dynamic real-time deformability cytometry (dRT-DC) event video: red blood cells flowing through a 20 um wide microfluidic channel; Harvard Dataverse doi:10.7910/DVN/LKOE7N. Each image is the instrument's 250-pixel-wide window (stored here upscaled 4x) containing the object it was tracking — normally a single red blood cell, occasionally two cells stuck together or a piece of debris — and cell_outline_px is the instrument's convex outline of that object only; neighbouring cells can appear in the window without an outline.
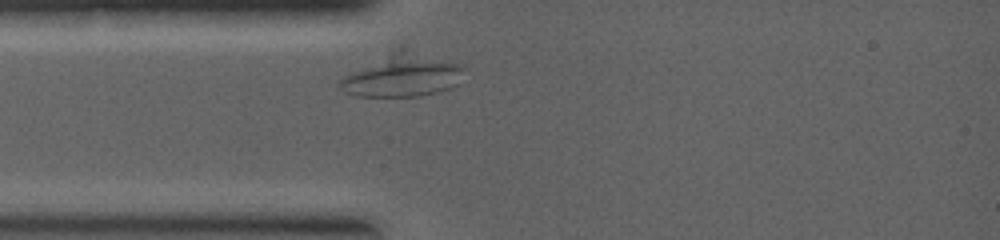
{"species": "common noctule bat (a hibernating species)", "species_latin": "Nyctalus noctula", "temperature_condition": "warm", "stored_images_in_passage": 3, "camera_frame_rate_fps": 5000, "um_per_image_px": 0.085, "animal": {"sex": "female", "body_mass_g": 19.0, "forearm_length_mm": 53.3}, "frame": {"image": 1, "passage_image": 1, "time_ms": 0.0, "image_size_px": [1000, 240], "cell_outline_px": [[468, 68], [452, 88], [420, 96], [356, 96], [344, 92], [336, 84], [344, 76], [352, 72], [364, 68], [392, 64], [464, 64]], "centroid_in_image_um": [34.16, 6.78], "position_along_channel_um": 50.8, "area_um2": 24.39}}